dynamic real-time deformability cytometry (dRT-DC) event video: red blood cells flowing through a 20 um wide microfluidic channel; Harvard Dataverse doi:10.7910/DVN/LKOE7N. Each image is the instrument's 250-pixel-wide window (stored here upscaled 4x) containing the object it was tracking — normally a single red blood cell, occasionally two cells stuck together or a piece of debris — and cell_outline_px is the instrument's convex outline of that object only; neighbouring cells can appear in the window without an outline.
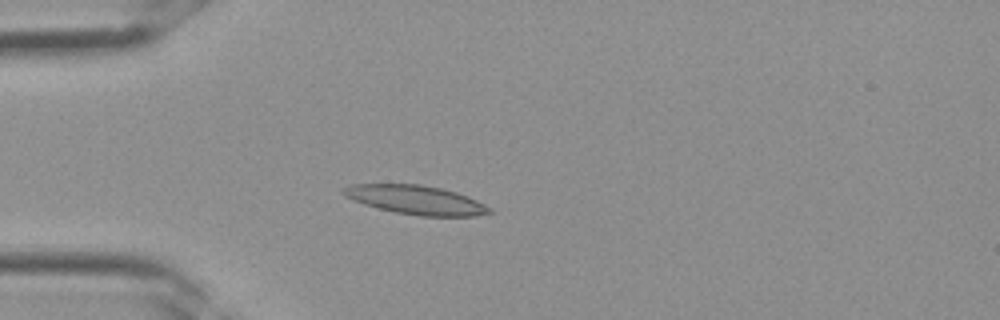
{"species": "Egyptian fruit bat (a non-hibernating species)", "species_latin": "Rousettus aegyptiacus", "temperature_condition": "room temperature", "stored_images_in_passage": 2, "camera_frame_rate_fps": 3000, "um_per_image_px": 0.085, "frame": {"image": 1, "passage_image": 2, "time_ms": 0.333, "image_size_px": [1000, 320], "cell_outline_px": [[492, 212], [476, 216], [420, 216], [396, 212], [364, 204], [352, 200], [344, 196], [340, 192], [344, 188], [352, 184], [420, 184], [440, 188], [456, 192], [468, 196], [492, 208]], "centroid_in_image_um": [35.35, 16.99], "position_along_channel_um": 49.7, "area_um2": 24.57}}